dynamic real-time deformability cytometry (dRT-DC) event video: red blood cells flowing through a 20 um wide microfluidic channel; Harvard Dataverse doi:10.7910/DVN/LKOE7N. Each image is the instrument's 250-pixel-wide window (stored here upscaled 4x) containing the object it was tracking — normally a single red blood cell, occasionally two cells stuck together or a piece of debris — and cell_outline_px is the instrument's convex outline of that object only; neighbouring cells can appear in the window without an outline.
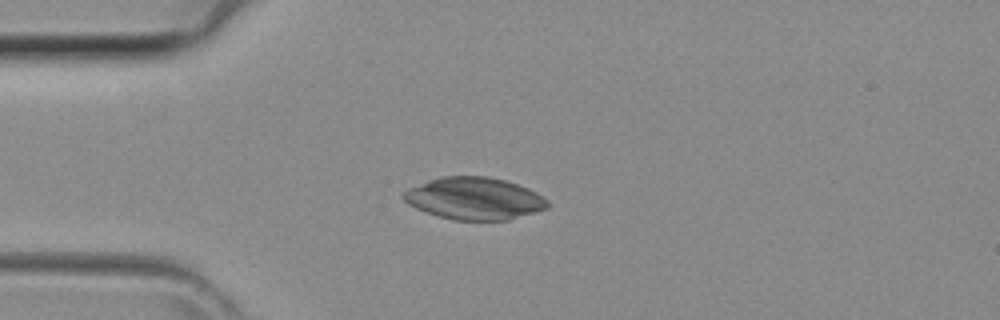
{"species": "common noctule bat (a hibernating species)", "species_latin": "Nyctalus noctula", "temperature_condition": "room temperature", "stored_images_in_passage": 42, "camera_frame_rate_fps": 3000, "um_per_image_px": 0.085, "animal": {"sex": "female", "body_mass_g": 29.2, "forearm_length_mm": 56.3}, "frame": {"image": 1, "passage_image": 10, "time_ms": 3.0, "image_size_px": [1000, 320], "cell_outline_px": [[548, 208], [536, 212], [508, 220], [452, 220], [416, 208], [408, 204], [400, 196], [408, 188], [428, 180], [444, 176], [488, 176], [504, 180], [528, 188], [536, 192], [548, 200]], "centroid_in_image_um": [40.31, 16.87], "position_along_channel_um": 44.7, "area_um2": 35.37}}
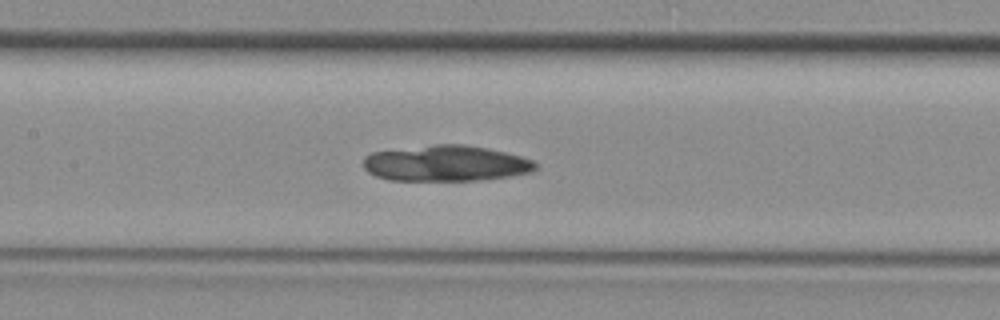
{"frame": {"image": 2, "passage_image": 19, "time_ms": 6.0, "image_size_px": [1000, 320], "cell_outline_px": [[536, 168], [532, 172], [512, 176], [480, 180], [388, 180], [376, 176], [368, 172], [364, 168], [364, 156], [372, 152], [436, 144], [464, 144], [488, 148], [520, 156], [532, 160], [536, 164]], "centroid_in_image_um": [37.9, 13.89], "position_along_channel_um": 169.5, "area_um2": 35.95}}
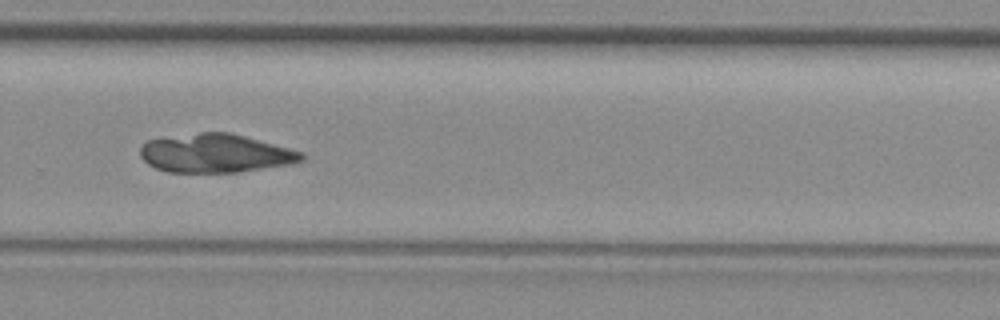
{"frame": {"image": 3, "passage_image": 28, "time_ms": 9.0, "image_size_px": [1000, 320], "cell_outline_px": [[304, 160], [292, 164], [240, 172], [168, 172], [156, 168], [148, 164], [140, 156], [140, 148], [148, 140], [200, 132], [228, 132], [244, 136], [304, 152]], "centroid_in_image_um": [18.34, 13.04], "position_along_channel_um": 311.5, "area_um2": 36.18}}